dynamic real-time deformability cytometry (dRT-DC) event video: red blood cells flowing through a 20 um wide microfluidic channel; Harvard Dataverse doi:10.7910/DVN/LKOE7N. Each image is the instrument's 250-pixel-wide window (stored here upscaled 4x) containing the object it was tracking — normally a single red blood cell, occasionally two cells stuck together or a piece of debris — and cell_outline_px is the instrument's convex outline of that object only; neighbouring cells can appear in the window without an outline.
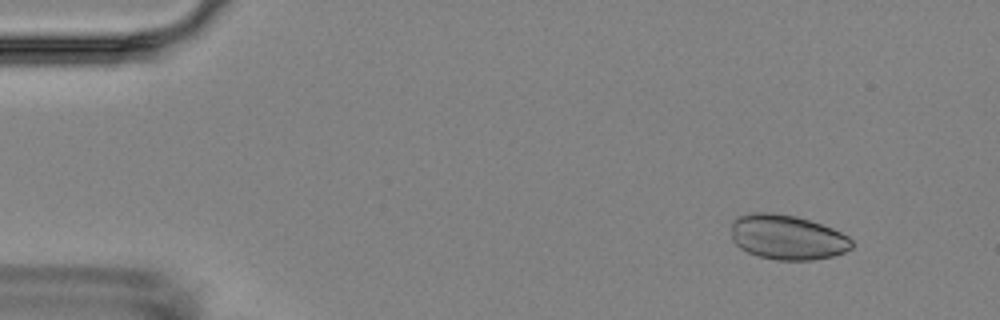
{"species": "Egyptian fruit bat (a non-hibernating species)", "species_latin": "Rousettus aegyptiacus", "temperature_condition": "room temperature", "stored_images_in_passage": 4, "camera_frame_rate_fps": 3000, "um_per_image_px": 0.085, "animal": {"sex": "female"}, "frame": {"image": 1, "passage_image": 1, "time_ms": 0.0, "image_size_px": [1000, 320], "cell_outline_px": [[852, 248], [844, 252], [832, 256], [812, 260], [776, 260], [756, 256], [740, 248], [732, 240], [732, 220], [736, 216], [752, 212], [772, 212], [796, 216], [832, 228], [848, 236], [852, 240]], "centroid_in_image_um": [66.88, 20.16], "position_along_channel_um": 18.1, "area_um2": 31.67}}
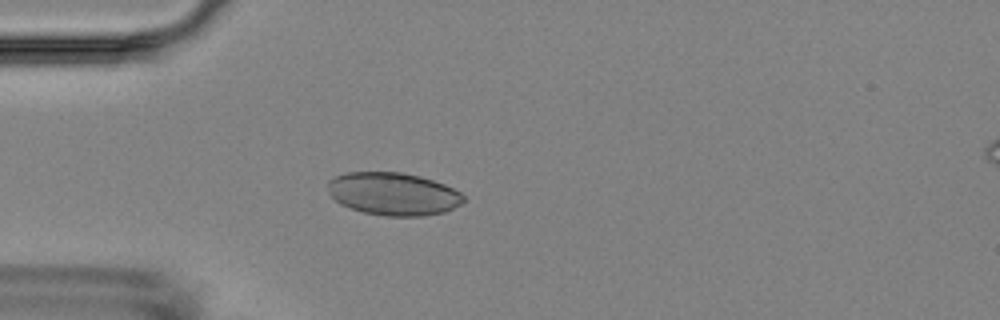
{"frame": {"image": 2, "passage_image": 4, "time_ms": 3.333, "image_size_px": [1000, 320], "cell_outline_px": [[464, 200], [460, 204], [444, 212], [424, 216], [388, 216], [364, 212], [340, 204], [328, 192], [328, 180], [336, 176], [348, 172], [400, 172], [420, 176], [444, 184], [460, 192], [464, 196]], "centroid_in_image_um": [33.42, 16.47], "position_along_channel_um": 51.6, "area_um2": 33.64}}